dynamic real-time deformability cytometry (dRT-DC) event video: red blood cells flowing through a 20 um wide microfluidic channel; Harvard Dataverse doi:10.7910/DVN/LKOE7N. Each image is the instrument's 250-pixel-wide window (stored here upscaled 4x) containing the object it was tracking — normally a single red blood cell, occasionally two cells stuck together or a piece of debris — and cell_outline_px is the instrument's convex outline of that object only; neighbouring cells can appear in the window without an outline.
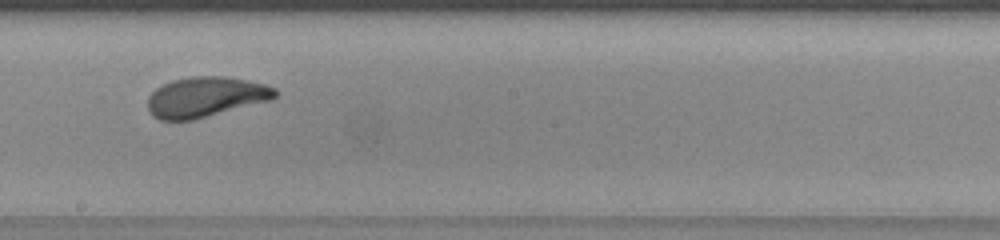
{"species": "human", "species_latin": "Homo sapiens", "temperature_condition": "warm", "stored_images_in_passage": 26, "camera_frame_rate_fps": 3000, "um_per_image_px": 0.085, "donor": {"sex": "female"}, "frame": {"image": 1, "passage_image": 12, "time_ms": 3.667, "image_size_px": [1000, 240], "cell_outline_px": [[280, 92], [272, 100], [192, 120], [160, 120], [152, 116], [148, 112], [148, 96], [156, 88], [172, 80], [192, 76], [224, 76], [248, 80], [264, 84], [276, 88]], "centroid_in_image_um": [17.49, 8.24], "position_along_channel_um": 230.7, "area_um2": 30.06}}
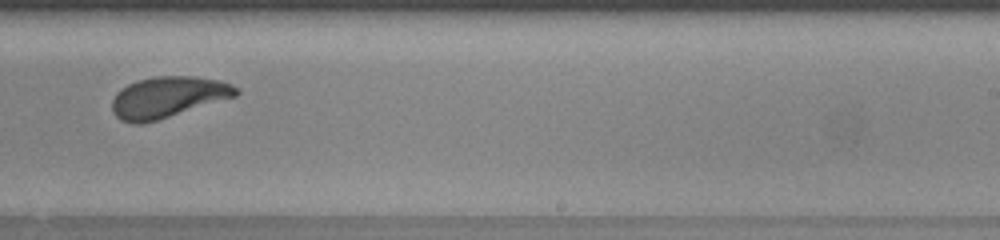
{"frame": {"image": 2, "passage_image": 15, "time_ms": 4.667, "image_size_px": [1000, 240], "cell_outline_px": [[240, 92], [236, 96], [156, 120], [140, 124], [132, 124], [120, 120], [112, 112], [112, 100], [116, 92], [128, 84], [140, 80], [156, 76], [192, 76], [216, 80], [232, 84]], "centroid_in_image_um": [14.23, 8.26], "position_along_channel_um": 274.8, "area_um2": 29.3}}